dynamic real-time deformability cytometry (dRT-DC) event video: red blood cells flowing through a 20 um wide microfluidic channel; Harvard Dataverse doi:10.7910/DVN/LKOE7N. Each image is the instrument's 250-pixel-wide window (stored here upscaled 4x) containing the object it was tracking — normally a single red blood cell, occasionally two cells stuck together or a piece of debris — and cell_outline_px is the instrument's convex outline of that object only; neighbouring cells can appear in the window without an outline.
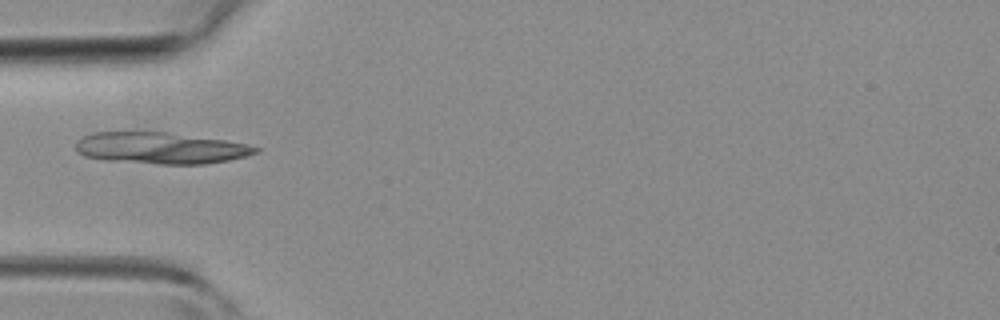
{"species": "common noctule bat (a hibernating species)", "species_latin": "Nyctalus noctula", "temperature_condition": "room temperature", "stored_images_in_passage": 5, "camera_frame_rate_fps": 3000, "um_per_image_px": 0.085, "animal": {"sex": "female", "body_mass_g": 19.3, "forearm_length_mm": 54.1}, "frame": {"image": 1, "passage_image": 5, "time_ms": 4.333, "image_size_px": [1000, 320], "cell_outline_px": [[260, 152], [228, 160], [204, 164], [156, 164], [104, 160], [84, 156], [76, 152], [76, 144], [84, 136], [92, 132], [168, 132], [224, 140], [248, 144], [260, 148]], "centroid_in_image_um": [13.65, 12.59], "position_along_channel_um": 71.4, "area_um2": 33.0}}